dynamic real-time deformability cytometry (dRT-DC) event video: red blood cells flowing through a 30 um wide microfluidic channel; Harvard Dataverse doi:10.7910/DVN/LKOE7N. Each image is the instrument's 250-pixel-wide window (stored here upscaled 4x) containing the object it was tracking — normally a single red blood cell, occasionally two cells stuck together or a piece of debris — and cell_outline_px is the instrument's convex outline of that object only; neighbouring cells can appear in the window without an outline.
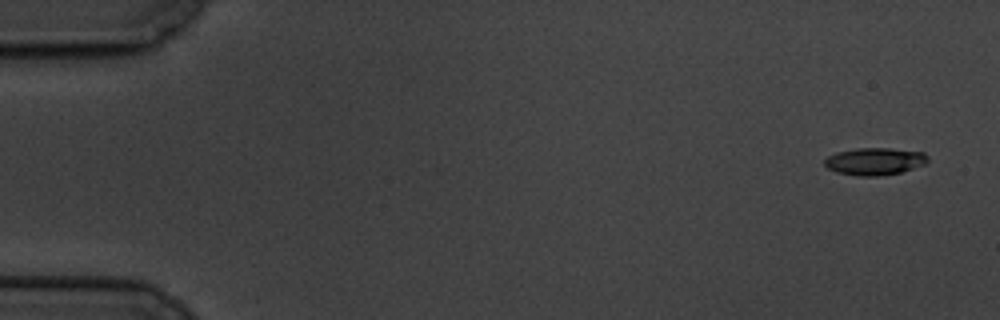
{"species": "common noctule bat (a hibernating species)", "species_latin": "Nyctalus noctula", "temperature_condition": "cold", "stored_images_in_passage": 7, "camera_frame_rate_fps": 3000, "um_per_image_px": 0.085, "animal": {"sex": "male", "body_mass_g": 19.5, "forearm_length_mm": 54.6}, "frame": {"image": 1, "passage_image": 1, "time_ms": 0.0, "image_size_px": [1000, 320], "cell_outline_px": [[928, 160], [924, 164], [900, 172], [876, 176], [856, 176], [836, 172], [828, 168], [824, 164], [824, 160], [828, 156], [836, 152], [856, 148], [888, 148], [924, 152], [928, 156]], "centroid_in_image_um": [74.32, 13.71], "position_along_channel_um": 10.7, "area_um2": 16.36}}
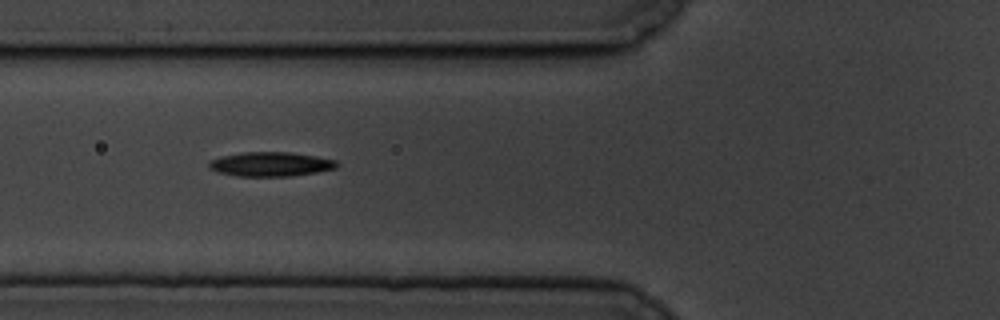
{"frame": {"image": 2, "passage_image": 6, "time_ms": 6.667, "image_size_px": [1000, 320], "cell_outline_px": [[340, 164], [336, 168], [316, 172], [288, 176], [236, 176], [220, 172], [208, 168], [208, 164], [212, 160], [220, 156], [240, 152], [288, 152], [316, 156], [336, 160]], "centroid_in_image_um": [23.01, 13.95], "position_along_channel_um": 102.8, "area_um2": 18.09}}
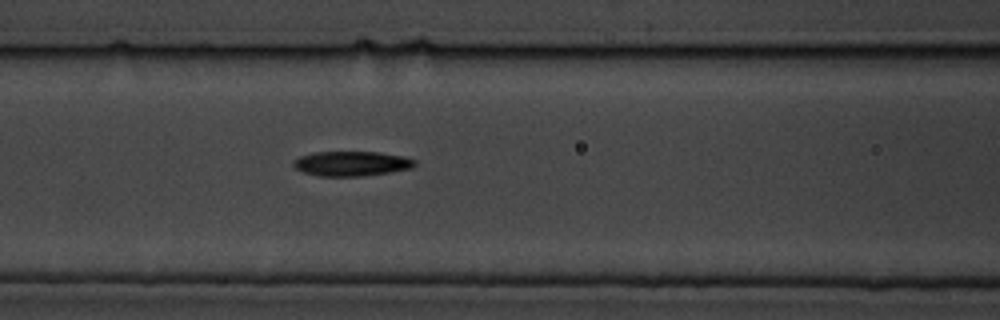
{"frame": {"image": 3, "passage_image": 7, "time_ms": 7.667, "image_size_px": [1000, 320], "cell_outline_px": [[416, 164], [412, 168], [364, 176], [320, 176], [304, 172], [296, 168], [292, 164], [300, 156], [316, 152], [380, 152], [404, 156], [416, 160]], "centroid_in_image_um": [29.92, 13.9], "position_along_channel_um": 136.7, "area_um2": 17.4}}